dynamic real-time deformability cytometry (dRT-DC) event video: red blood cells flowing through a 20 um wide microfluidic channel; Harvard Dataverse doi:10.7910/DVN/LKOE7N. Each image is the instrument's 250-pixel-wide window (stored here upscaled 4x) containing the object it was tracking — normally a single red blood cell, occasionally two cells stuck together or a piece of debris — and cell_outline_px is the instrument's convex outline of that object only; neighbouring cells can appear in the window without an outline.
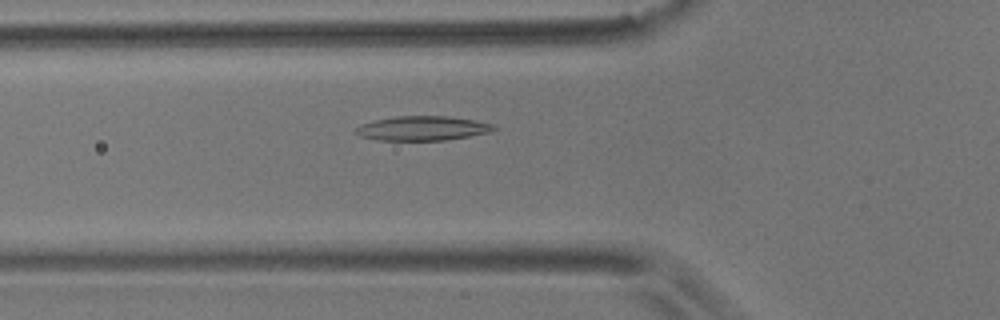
{"species": "common noctule bat (a hibernating species)", "species_latin": "Nyctalus noctula", "temperature_condition": "room temperature", "stored_images_in_passage": 43, "camera_frame_rate_fps": 3000, "um_per_image_px": 0.085, "animal": {"sex": "male", "body_mass_g": 17.9}, "frame": {"image": 1, "passage_image": 6, "time_ms": 1.667, "image_size_px": [1000, 320], "cell_outline_px": [[500, 128], [492, 132], [444, 140], [376, 140], [360, 136], [356, 132], [356, 128], [364, 124], [376, 120], [396, 116], [448, 116], [496, 124]], "centroid_in_image_um": [35.99, 10.9], "position_along_channel_um": 89.8, "area_um2": 19.54}}
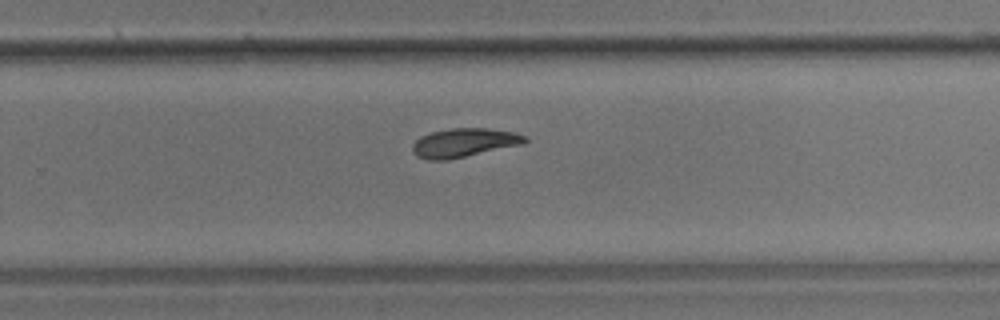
{"frame": {"image": 2, "passage_image": 23, "time_ms": 7.333, "image_size_px": [1000, 320], "cell_outline_px": [[528, 140], [524, 144], [448, 160], [428, 160], [416, 156], [412, 152], [412, 144], [420, 136], [432, 132], [452, 128], [488, 128], [512, 132], [524, 136]], "centroid_in_image_um": [39.41, 12.14], "position_along_channel_um": 290.4, "area_um2": 18.9}}
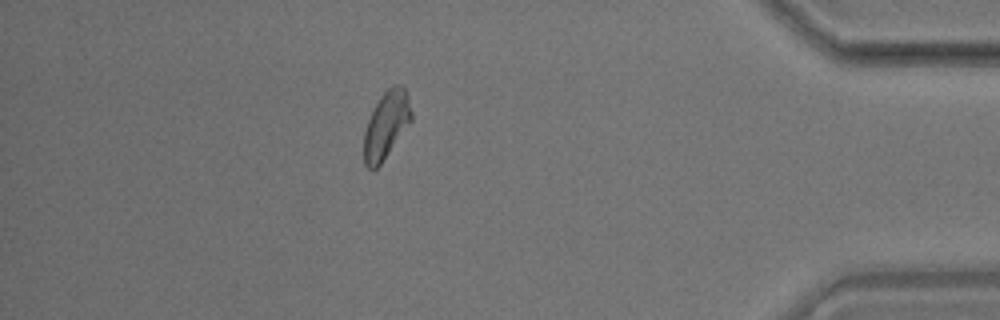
{"frame": {"image": 3, "passage_image": 36, "time_ms": 11.667, "image_size_px": [1000, 320], "cell_outline_px": [[412, 120], [380, 164], [376, 168], [368, 168], [364, 164], [364, 132], [368, 120], [380, 96], [388, 88], [396, 84], [400, 84], [404, 88], [412, 112]], "centroid_in_image_um": [32.82, 10.62], "position_along_channel_um": 402.4, "area_um2": 18.15}, "authors_computed_cell_mechanics": {"area_um2": 18.6694, "velocity_mm_per_s": 3.5347, "shape_relaxation_time_tau1_ms": 5.6941, "shape_relaxation_time_tau2_ms": null, "deformation_change_tau1": 0.1402, "deformation_change_tau2": null}}